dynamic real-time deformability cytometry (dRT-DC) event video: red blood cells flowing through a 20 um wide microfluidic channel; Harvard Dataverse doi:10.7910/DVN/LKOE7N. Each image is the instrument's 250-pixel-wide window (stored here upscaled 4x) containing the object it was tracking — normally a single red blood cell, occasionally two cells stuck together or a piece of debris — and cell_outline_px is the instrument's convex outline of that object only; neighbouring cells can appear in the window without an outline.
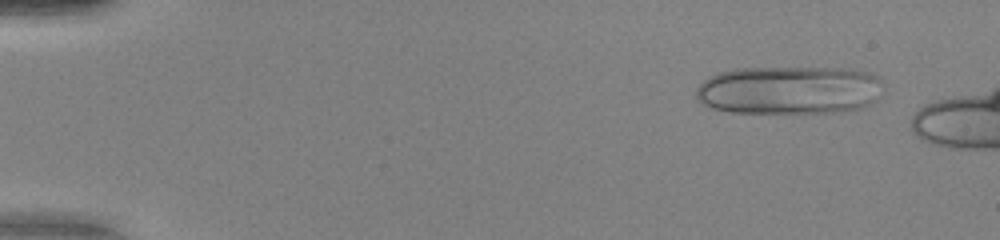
{"species": "human", "species_latin": "Homo sapiens", "temperature_condition": "warm", "stored_images_in_passage": 49, "camera_frame_rate_fps": 3000, "um_per_image_px": 0.085, "donor": {"sex": "female"}, "frame": {"image": 1, "passage_image": 5, "time_ms": 1.333, "image_size_px": [1000, 240], "cell_outline_px": [[884, 84], [880, 96], [876, 100], [860, 108], [832, 112], [728, 112], [712, 108], [696, 100], [696, 88], [708, 76], [720, 72], [736, 68], [840, 68], [868, 72], [880, 76], [884, 80]], "centroid_in_image_um": [67.1, 7.64], "position_along_channel_um": 17.9, "area_um2": 53.06}}
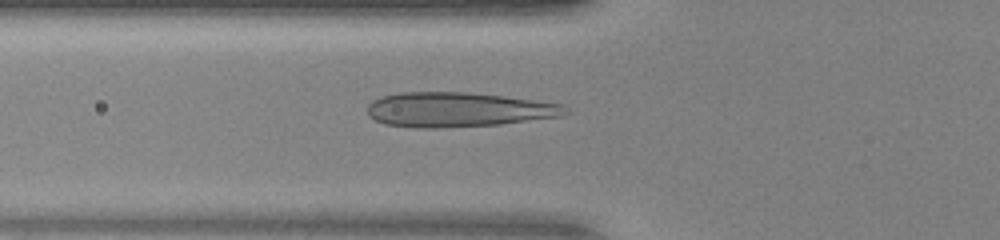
{"frame": {"image": 2, "passage_image": 19, "time_ms": 6.0, "image_size_px": [1000, 240], "cell_outline_px": [[572, 112], [560, 116], [500, 124], [436, 128], [416, 128], [384, 124], [368, 116], [368, 104], [372, 100], [384, 96], [400, 92], [464, 92], [504, 96], [564, 104]], "centroid_in_image_um": [38.94, 9.32], "position_along_channel_um": 86.9, "area_um2": 40.06}}
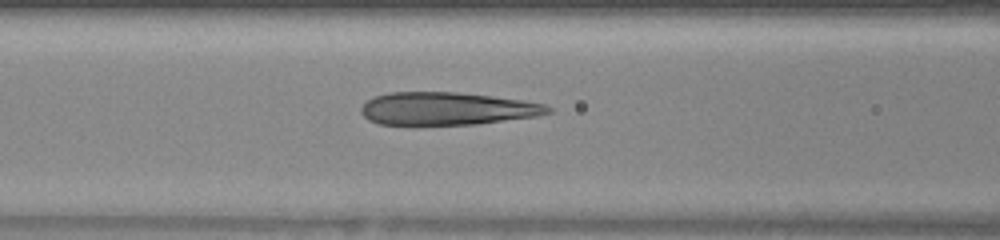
{"frame": {"image": 3, "passage_image": 22, "time_ms": 7.0, "image_size_px": [1000, 240], "cell_outline_px": [[552, 112], [536, 116], [476, 124], [416, 128], [380, 124], [368, 120], [360, 112], [360, 108], [372, 96], [388, 92], [456, 92], [492, 96], [524, 100], [544, 104], [552, 108]], "centroid_in_image_um": [37.91, 9.27], "position_along_channel_um": 128.7, "area_um2": 36.99}}